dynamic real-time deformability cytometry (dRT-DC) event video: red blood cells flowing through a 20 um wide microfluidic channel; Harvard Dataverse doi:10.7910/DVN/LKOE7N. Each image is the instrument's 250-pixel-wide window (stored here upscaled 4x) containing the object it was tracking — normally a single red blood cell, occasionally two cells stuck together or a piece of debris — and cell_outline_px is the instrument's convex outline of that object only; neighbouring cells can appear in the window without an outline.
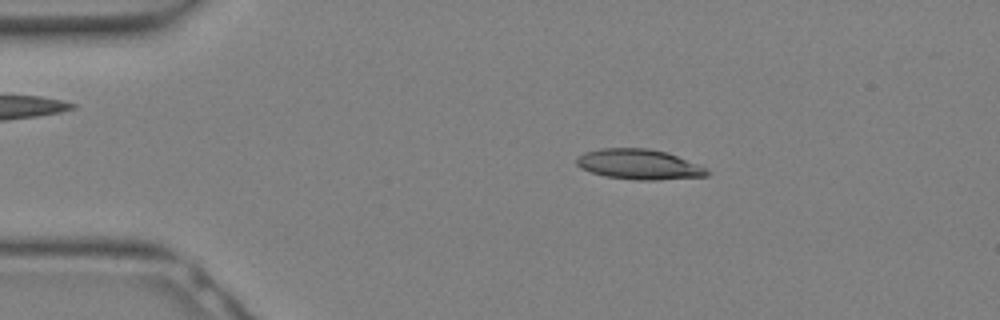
{"species": "Egyptian fruit bat (a non-hibernating species)", "species_latin": "Rousettus aegyptiacus", "temperature_condition": "warm", "stored_images_in_passage": 14, "camera_frame_rate_fps": 3000, "um_per_image_px": 0.085, "animal": {"sex": "female"}, "frame": {"image": 1, "passage_image": 5, "time_ms": 1.333, "image_size_px": [1000, 320], "cell_outline_px": [[708, 176], [656, 180], [636, 180], [604, 176], [580, 168], [576, 164], [576, 160], [584, 152], [600, 148], [648, 148], [668, 152], [696, 164], [704, 168], [708, 172]], "centroid_in_image_um": [54.28, 13.97], "position_along_channel_um": 30.7, "area_um2": 22.83}}
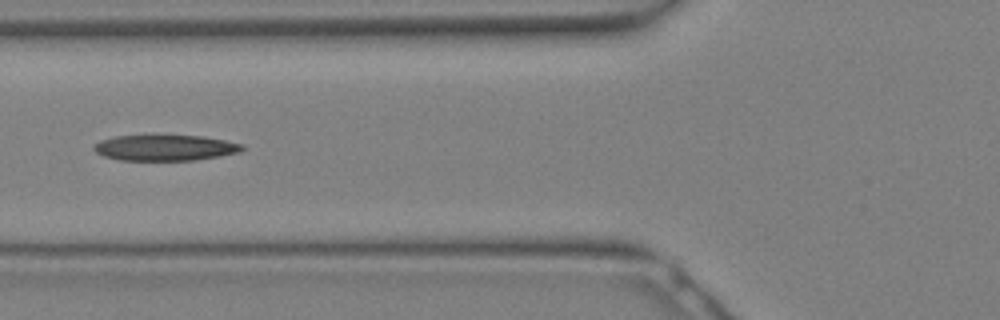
{"frame": {"image": 2, "passage_image": 11, "time_ms": 3.333, "image_size_px": [1000, 320], "cell_outline_px": [[244, 148], [240, 152], [220, 156], [196, 160], [120, 160], [104, 156], [96, 152], [92, 148], [92, 144], [100, 140], [116, 136], [204, 136], [244, 144]], "centroid_in_image_um": [14.03, 12.56], "position_along_channel_um": 111.8, "area_um2": 22.25}}
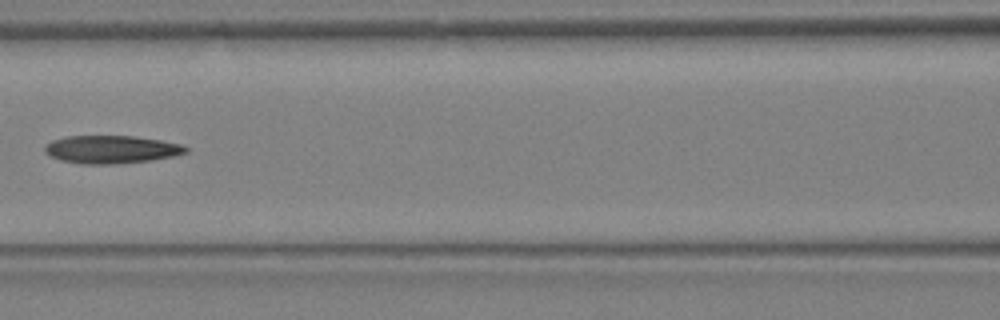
{"frame": {"image": 3, "passage_image": 13, "time_ms": 4.0, "image_size_px": [1000, 320], "cell_outline_px": [[188, 152], [172, 156], [152, 160], [112, 164], [80, 164], [60, 160], [44, 152], [44, 144], [52, 140], [64, 136], [132, 136], [160, 140], [184, 144], [188, 148]], "centroid_in_image_um": [9.44, 12.7], "position_along_channel_um": 157.2, "area_um2": 23.06}}